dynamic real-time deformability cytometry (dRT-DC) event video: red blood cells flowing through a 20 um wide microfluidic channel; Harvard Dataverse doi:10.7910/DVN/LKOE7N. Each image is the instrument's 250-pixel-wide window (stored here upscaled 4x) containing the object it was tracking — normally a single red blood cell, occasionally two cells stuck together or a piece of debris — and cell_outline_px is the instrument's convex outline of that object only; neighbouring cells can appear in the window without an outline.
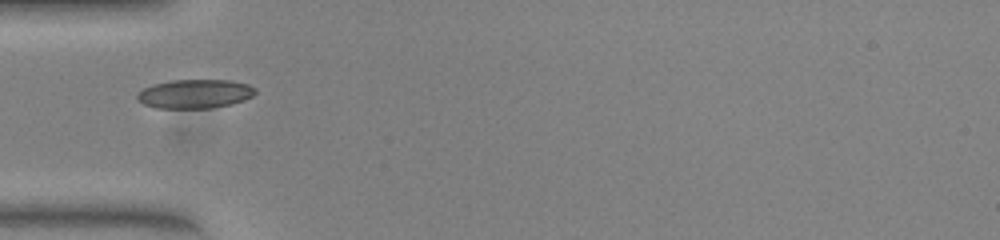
{"species": "common noctule bat (a hibernating species)", "species_latin": "Nyctalus noctula", "temperature_condition": "warm", "stored_images_in_passage": 29, "camera_frame_rate_fps": 3000, "um_per_image_px": 0.085, "animal": {"sex": "female", "body_mass_g": 23.0, "forearm_length_mm": 53.4}, "frame": {"image": 1, "passage_image": 1, "time_ms": 0.0, "image_size_px": [1000, 240], "cell_outline_px": [[256, 92], [252, 96], [244, 100], [232, 104], [212, 108], [156, 108], [144, 104], [136, 100], [136, 92], [152, 84], [168, 80], [232, 80], [248, 84], [256, 88]], "centroid_in_image_um": [16.54, 7.97], "position_along_channel_um": 68.5, "area_um2": 20.23}}
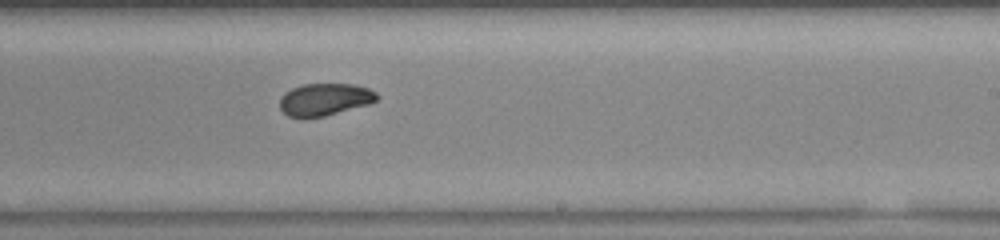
{"frame": {"image": 2, "passage_image": 16, "time_ms": 5.0, "image_size_px": [1000, 240], "cell_outline_px": [[376, 100], [368, 104], [324, 116], [288, 116], [280, 108], [280, 96], [284, 92], [292, 88], [304, 84], [352, 84], [368, 88], [376, 92]], "centroid_in_image_um": [27.57, 8.43], "position_along_channel_um": 261.4, "area_um2": 17.86}}
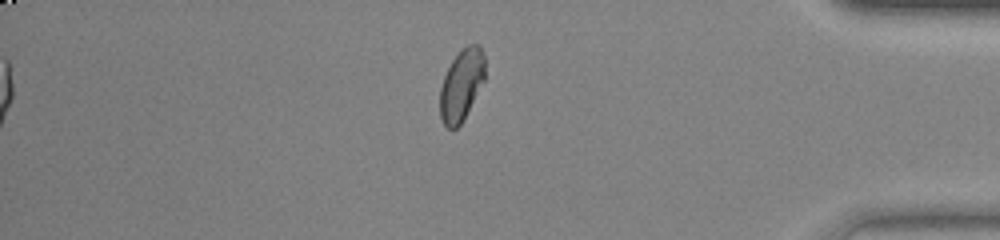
{"frame": {"image": 3, "passage_image": 29, "time_ms": 9.333, "image_size_px": [1000, 240], "cell_outline_px": [[484, 80], [464, 120], [456, 128], [448, 128], [444, 124], [440, 116], [440, 88], [444, 76], [452, 60], [468, 44], [480, 44], [484, 56]], "centroid_in_image_um": [39.23, 7.23], "position_along_channel_um": 396.0, "area_um2": 18.55}, "authors_computed_cell_mechanics": {"area_um2": 18.6694, "velocity_mm_per_s": 3.8597, "shape_relaxation_time_tau1_ms": null, "shape_relaxation_time_tau2_ms": 1.379, "deformation_change_tau1": null, "deformation_change_tau2": 0.0269}}